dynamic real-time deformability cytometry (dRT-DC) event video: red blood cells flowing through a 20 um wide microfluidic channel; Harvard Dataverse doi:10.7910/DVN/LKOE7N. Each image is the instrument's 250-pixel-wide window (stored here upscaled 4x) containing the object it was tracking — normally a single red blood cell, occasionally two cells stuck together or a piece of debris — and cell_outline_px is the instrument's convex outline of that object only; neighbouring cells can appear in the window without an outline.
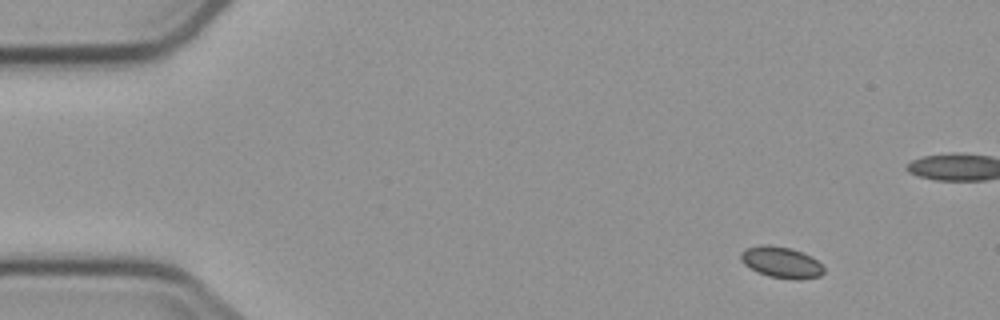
{"species": "common noctule bat (a hibernating species)", "species_latin": "Nyctalus noctula", "temperature_condition": "cold", "stored_images_in_passage": 6, "segment_of_instrument_passage": [1, 2], "camera_frame_rate_fps": 3000, "um_per_image_px": 0.085, "animal": {"sex": "male", "body_mass_g": 23.1, "forearm_length_mm": 52.7}, "frame": {"image": 1, "passage_image": 1, "time_ms": 0.0, "image_size_px": [1000, 320], "cell_outline_px": [[824, 272], [820, 276], [796, 280], [792, 280], [768, 276], [744, 264], [740, 260], [740, 252], [744, 248], [764, 244], [768, 244], [792, 248], [812, 256], [824, 268]], "centroid_in_image_um": [66.4, 22.28], "position_along_channel_um": 18.6, "area_um2": 15.2}}
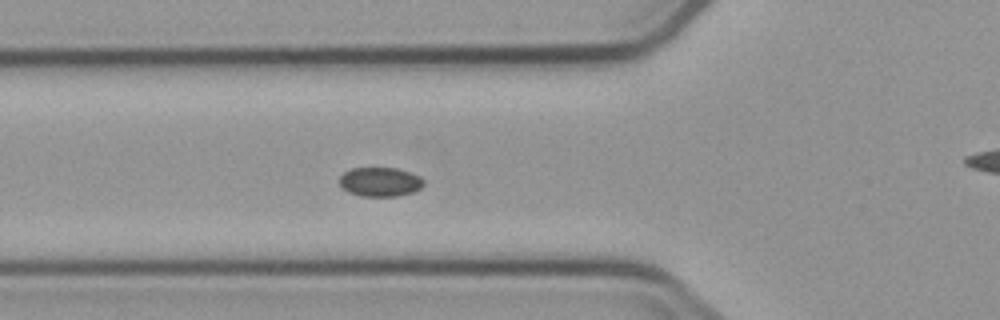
{"frame": {"image": 2, "passage_image": 5, "time_ms": 4.667, "image_size_px": [1000, 320], "cell_outline_px": [[424, 184], [420, 188], [412, 192], [396, 196], [360, 196], [348, 192], [340, 184], [340, 176], [344, 172], [352, 168], [396, 168], [412, 172], [420, 176], [424, 180]], "centroid_in_image_um": [32.33, 15.45], "position_along_channel_um": 93.5, "area_um2": 14.33}}